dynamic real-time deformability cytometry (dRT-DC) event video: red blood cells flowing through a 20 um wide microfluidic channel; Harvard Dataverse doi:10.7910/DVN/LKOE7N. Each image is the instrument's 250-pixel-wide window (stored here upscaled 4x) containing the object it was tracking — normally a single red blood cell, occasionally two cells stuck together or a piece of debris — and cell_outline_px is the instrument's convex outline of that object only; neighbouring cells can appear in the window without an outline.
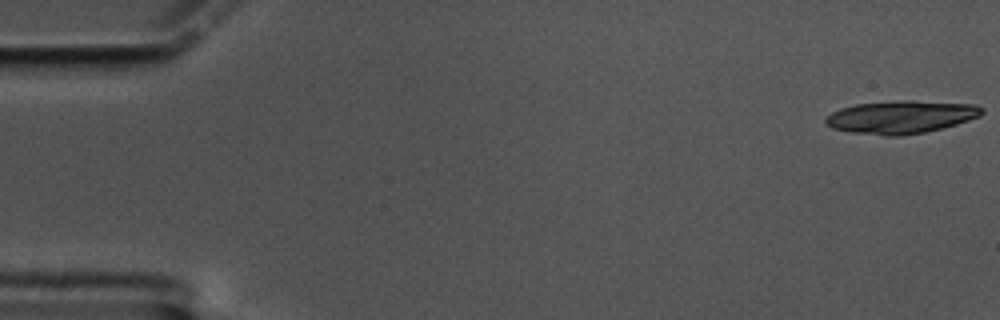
{"species": "common noctule bat (a hibernating species)", "species_latin": "Nyctalus noctula", "temperature_condition": "cold", "stored_images_in_passage": 10, "camera_frame_rate_fps": 3000, "um_per_image_px": 0.085, "animal": {"sex": "male", "body_mass_g": 17.5, "forearm_length_mm": 52.3}, "frame": {"image": 1, "passage_image": 1, "time_ms": 0.0, "image_size_px": [1000, 320], "cell_outline_px": [[984, 112], [980, 116], [956, 124], [924, 132], [900, 136], [888, 136], [848, 132], [832, 128], [824, 120], [824, 116], [840, 108], [856, 104], [900, 100], [916, 100], [976, 104], [984, 108]], "centroid_in_image_um": [76.58, 9.93], "position_along_channel_um": 8.4, "area_um2": 30.11}}